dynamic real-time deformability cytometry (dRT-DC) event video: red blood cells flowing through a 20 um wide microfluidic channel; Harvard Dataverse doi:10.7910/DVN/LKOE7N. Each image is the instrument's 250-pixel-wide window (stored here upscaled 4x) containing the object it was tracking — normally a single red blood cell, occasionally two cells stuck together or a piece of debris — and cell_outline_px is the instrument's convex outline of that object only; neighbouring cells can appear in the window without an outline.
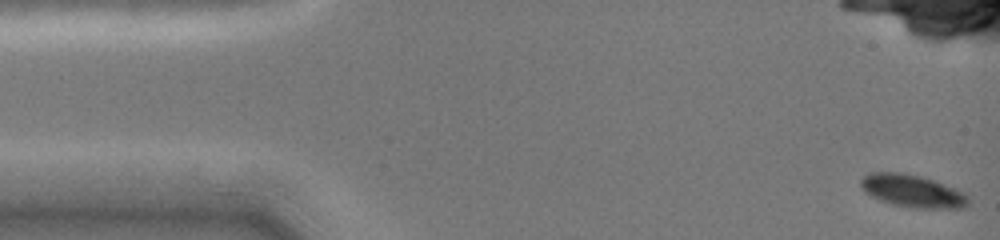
{"species": "common noctule bat (a hibernating species)", "species_latin": "Nyctalus noctula", "temperature_condition": "cold", "stored_images_in_passage": 17, "camera_frame_rate_fps": 3000, "um_per_image_px": 0.085, "animal": {"sex": "female", "body_mass_g": 19.0, "forearm_length_mm": 51.5}, "frame": {"image": 1, "passage_image": 1, "time_ms": 0.0, "image_size_px": [1000, 240], "cell_outline_px": [[968, 204], [964, 208], [912, 208], [892, 204], [880, 200], [864, 192], [860, 184], [860, 180], [864, 176], [872, 172], [900, 172], [920, 176], [956, 188], [964, 192], [968, 196]], "centroid_in_image_um": [77.56, 16.24], "position_along_channel_um": 7.4, "area_um2": 20.4}, "authors_computed_cell_mechanics": {"area_um2": 20.519, "velocity_mm_per_s": 4.0346, "shape_relaxation_time_tau1_ms": 1.2316, "shape_relaxation_time_tau2_ms": null, "deformation_change_tau1": 0.0268, "deformation_change_tau2": null}}